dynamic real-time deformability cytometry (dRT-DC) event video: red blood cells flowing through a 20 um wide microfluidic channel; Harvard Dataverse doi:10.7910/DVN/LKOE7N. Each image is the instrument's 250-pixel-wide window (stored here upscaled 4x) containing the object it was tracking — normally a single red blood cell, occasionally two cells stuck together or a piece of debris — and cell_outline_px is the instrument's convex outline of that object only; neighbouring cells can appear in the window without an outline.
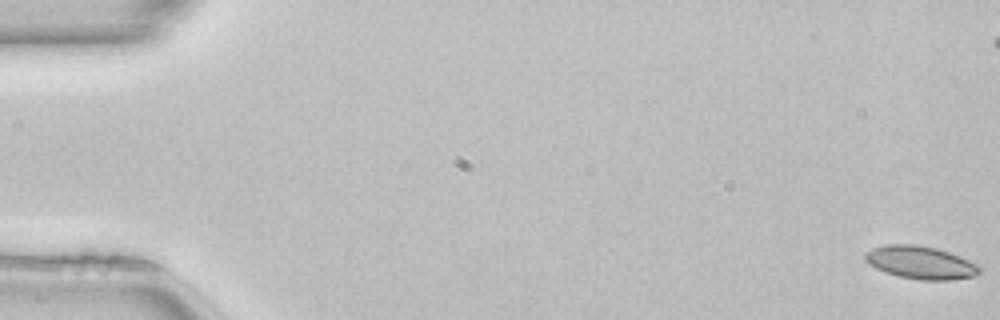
{"species": "common noctule bat (a hibernating species)", "species_latin": "Nyctalus noctula", "temperature_condition": "room temperature", "stored_images_in_passage": 52, "camera_frame_rate_fps": 3000, "um_per_image_px": 0.085, "animal": {"sex": "female", "body_mass_g": 22.7, "forearm_length_mm": 54.2}, "frame": {"image": 1, "passage_image": 1, "time_ms": 0.0, "image_size_px": [1000, 320], "cell_outline_px": [[984, 268], [976, 276], [952, 280], [920, 280], [900, 276], [884, 272], [868, 264], [864, 260], [864, 252], [872, 248], [888, 244], [916, 244], [936, 248], [960, 256], [980, 264]], "centroid_in_image_um": [78.28, 22.31], "position_along_channel_um": 6.7, "area_um2": 22.31}, "authors_computed_cell_mechanics": {"area_um2": 20.8369, "velocity_mm_per_s": 4.0644, "shape_relaxation_time_tau1_ms": 9.5726, "shape_relaxation_time_tau2_ms": 5.9334, "deformation_change_tau1": 0.1639, "deformation_change_tau2": 0.0868}}